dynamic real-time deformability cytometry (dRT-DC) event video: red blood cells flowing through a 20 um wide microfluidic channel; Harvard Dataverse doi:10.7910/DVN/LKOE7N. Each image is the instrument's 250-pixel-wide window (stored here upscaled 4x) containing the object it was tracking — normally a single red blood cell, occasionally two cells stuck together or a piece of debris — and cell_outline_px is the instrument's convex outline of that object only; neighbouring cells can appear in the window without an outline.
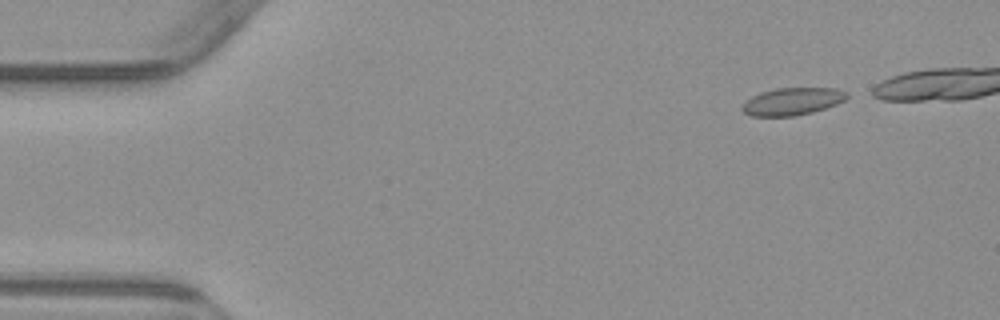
{"species": "common noctule bat (a hibernating species)", "species_latin": "Nyctalus noctula", "temperature_condition": "warm", "stored_images_in_passage": 6, "camera_frame_rate_fps": 3000, "um_per_image_px": 0.085, "animal": {"sex": "male", "body_mass_g": 23.1, "forearm_length_mm": 52.7}, "frame": {"image": 1, "passage_image": 1, "time_ms": 0.0, "image_size_px": [1000, 320], "cell_outline_px": [[848, 96], [844, 100], [836, 104], [812, 112], [792, 116], [752, 116], [744, 112], [740, 108], [752, 96], [760, 92], [776, 88], [836, 88], [848, 92]], "centroid_in_image_um": [67.35, 8.61], "position_along_channel_um": 17.6, "area_um2": 16.59}}
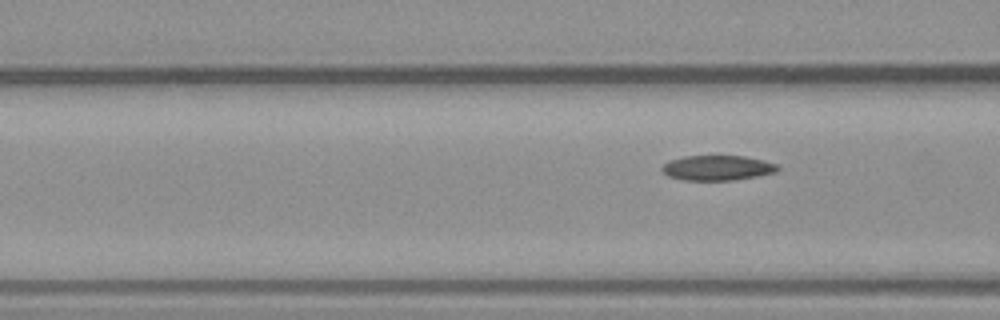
{"frame": {"image": 2, "passage_image": 6, "time_ms": 6.667, "image_size_px": [1000, 320], "cell_outline_px": [[780, 168], [776, 172], [756, 176], [732, 180], [684, 180], [668, 176], [660, 168], [668, 160], [684, 156], [744, 156], [764, 160], [776, 164]], "centroid_in_image_um": [60.96, 14.26], "position_along_channel_um": 105.6, "area_um2": 16.82}}